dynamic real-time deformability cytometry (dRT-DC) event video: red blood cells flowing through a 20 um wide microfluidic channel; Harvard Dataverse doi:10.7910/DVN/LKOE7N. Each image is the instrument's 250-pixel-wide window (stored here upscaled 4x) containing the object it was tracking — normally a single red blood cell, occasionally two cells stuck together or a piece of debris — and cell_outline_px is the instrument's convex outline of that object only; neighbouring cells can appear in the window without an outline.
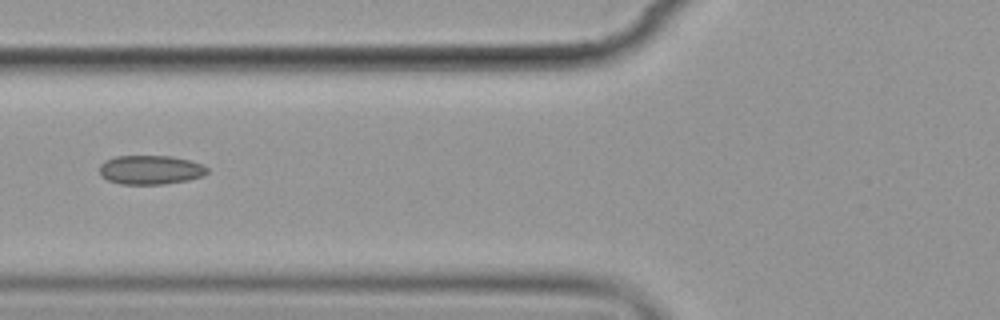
{"species": "common noctule bat (a hibernating species)", "species_latin": "Nyctalus noctula", "temperature_condition": "cold", "stored_images_in_passage": 9, "camera_frame_rate_fps": 3000, "um_per_image_px": 0.085, "animal": {"sex": "female", "body_mass_g": 19.9}, "frame": {"image": 1, "passage_image": 7, "time_ms": 7.0, "image_size_px": [1000, 320], "cell_outline_px": [[208, 172], [204, 176], [188, 180], [164, 184], [120, 184], [108, 180], [100, 176], [100, 164], [104, 160], [116, 156], [172, 156], [204, 164], [208, 168]], "centroid_in_image_um": [12.8, 14.43], "position_along_channel_um": 113.0, "area_um2": 18.44}}
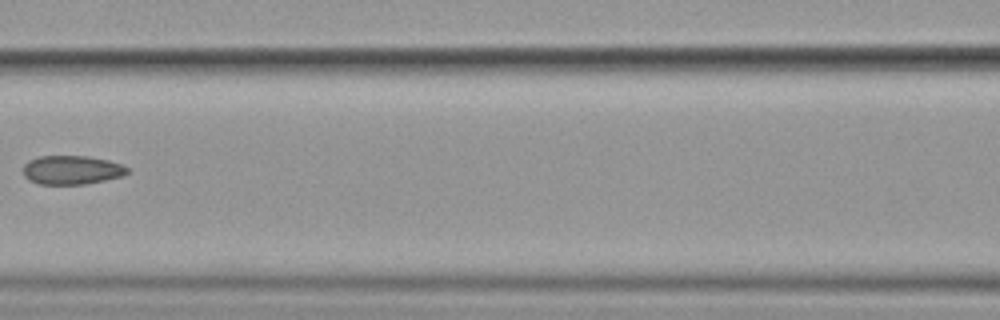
{"frame": {"image": 2, "passage_image": 8, "time_ms": 8.333, "image_size_px": [1000, 320], "cell_outline_px": [[128, 172], [124, 176], [84, 184], [36, 184], [28, 180], [24, 176], [24, 164], [28, 160], [40, 156], [88, 156], [108, 160], [120, 164], [128, 168]], "centroid_in_image_um": [6.07, 14.45], "position_along_channel_um": 160.5, "area_um2": 17.57}}
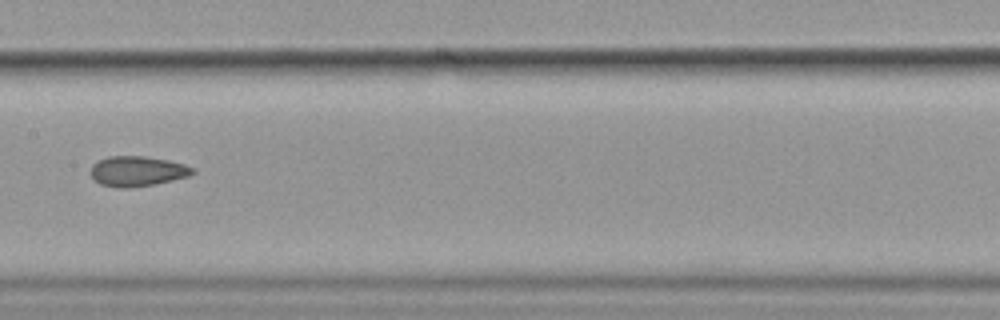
{"frame": {"image": 3, "passage_image": 9, "time_ms": 9.333, "image_size_px": [1000, 320], "cell_outline_px": [[196, 172], [188, 176], [172, 180], [152, 184], [128, 188], [116, 188], [100, 184], [88, 172], [92, 164], [108, 156], [144, 156], [168, 160], [184, 164], [192, 168]], "centroid_in_image_um": [11.63, 14.55], "position_along_channel_um": 195.8, "area_um2": 17.86}}